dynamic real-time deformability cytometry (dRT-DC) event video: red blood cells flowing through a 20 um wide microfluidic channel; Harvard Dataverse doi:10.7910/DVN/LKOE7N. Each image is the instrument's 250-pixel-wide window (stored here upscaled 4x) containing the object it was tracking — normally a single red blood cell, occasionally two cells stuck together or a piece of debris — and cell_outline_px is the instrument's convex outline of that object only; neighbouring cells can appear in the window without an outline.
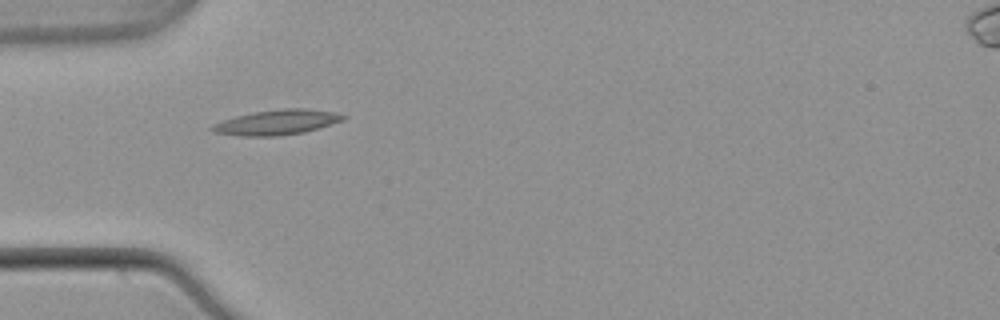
{"species": "common noctule bat (a hibernating species)", "species_latin": "Nyctalus noctula", "temperature_condition": "warm", "stored_images_in_passage": 32, "camera_frame_rate_fps": 3000, "um_per_image_px": 0.085, "animal": {"sex": "male", "body_mass_g": 21.5, "forearm_length_mm": 52.0}, "frame": {"image": 1, "passage_image": 1, "time_ms": 0.0, "image_size_px": [1000, 320], "cell_outline_px": [[348, 116], [344, 120], [304, 132], [276, 136], [240, 136], [212, 132], [208, 128], [212, 124], [220, 120], [252, 112], [284, 108], [304, 108], [336, 112]], "centroid_in_image_um": [23.49, 10.39], "position_along_channel_um": 61.5, "area_um2": 19.31}}
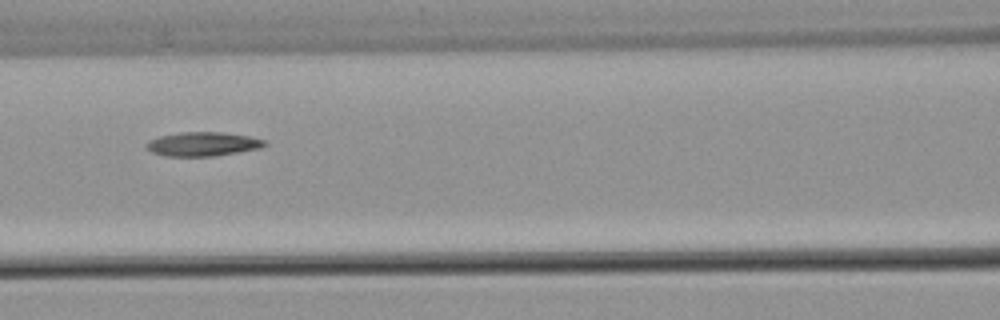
{"frame": {"image": 2, "passage_image": 8, "time_ms": 2.333, "image_size_px": [1000, 320], "cell_outline_px": [[268, 144], [260, 148], [216, 156], [164, 156], [152, 152], [144, 148], [144, 144], [148, 140], [160, 136], [180, 132], [224, 132], [248, 136], [268, 140]], "centroid_in_image_um": [17.22, 12.24], "position_along_channel_um": 149.4, "area_um2": 16.82}}
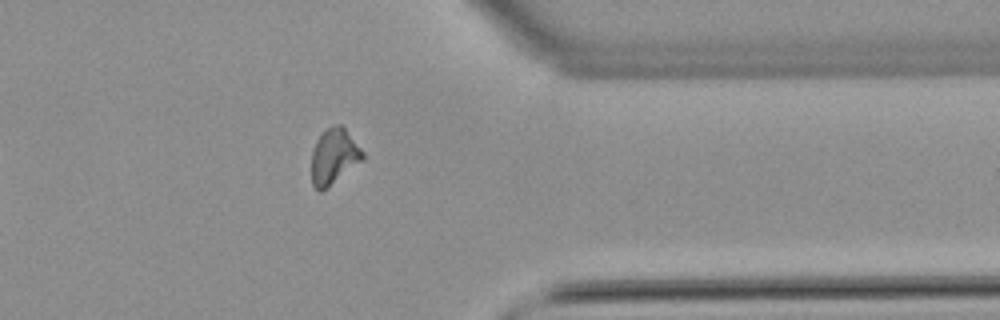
{"frame": {"image": 3, "passage_image": 27, "time_ms": 8.667, "image_size_px": [1000, 320], "cell_outline_px": [[364, 156], [360, 160], [320, 192], [312, 184], [312, 152], [316, 140], [324, 128], [332, 124], [344, 124], [364, 152]], "centroid_in_image_um": [28.37, 13.18], "position_along_channel_um": 383.0, "area_um2": 16.36}, "authors_computed_cell_mechanics": {"area_um2": 16.473, "velocity_mm_per_s": 3.8558, "shape_relaxation_time_tau1_ms": null, "shape_relaxation_time_tau2_ms": 10.9919, "deformation_change_tau1": null, "deformation_change_tau2": 0.2246}}